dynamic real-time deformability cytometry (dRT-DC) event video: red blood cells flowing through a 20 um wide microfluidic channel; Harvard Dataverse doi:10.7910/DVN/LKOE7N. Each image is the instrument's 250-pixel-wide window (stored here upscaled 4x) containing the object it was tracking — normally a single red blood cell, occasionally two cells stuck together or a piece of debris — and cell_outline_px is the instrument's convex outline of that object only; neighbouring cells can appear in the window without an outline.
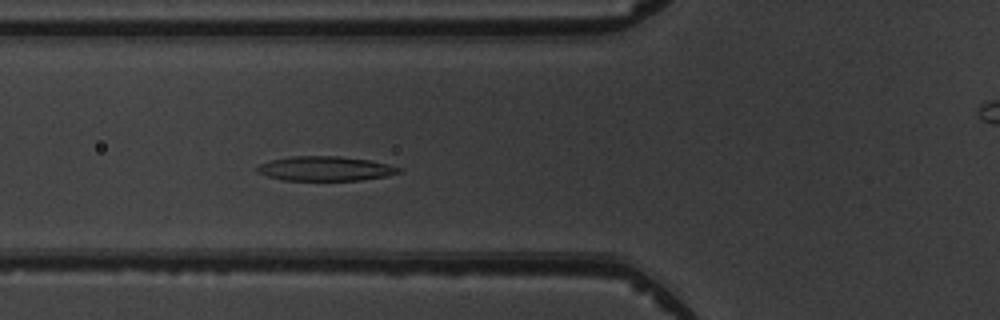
{"species": "common noctule bat (a hibernating species)", "species_latin": "Nyctalus noctula", "temperature_condition": "warm", "stored_images_in_passage": 5, "segment_of_instrument_passage": [1, 2], "camera_frame_rate_fps": 3000, "um_per_image_px": 0.085, "animal": {"sex": "male", "body_mass_g": 19.5, "forearm_length_mm": 54.6}, "frame": {"image": 1, "passage_image": 4, "time_ms": 3.333, "image_size_px": [1000, 320], "cell_outline_px": [[404, 172], [388, 176], [360, 180], [280, 180], [256, 172], [256, 168], [260, 164], [272, 160], [292, 156], [340, 156], [368, 160], [388, 164], [404, 168]], "centroid_in_image_um": [27.71, 14.33], "position_along_channel_um": 98.1, "area_um2": 20.35}}